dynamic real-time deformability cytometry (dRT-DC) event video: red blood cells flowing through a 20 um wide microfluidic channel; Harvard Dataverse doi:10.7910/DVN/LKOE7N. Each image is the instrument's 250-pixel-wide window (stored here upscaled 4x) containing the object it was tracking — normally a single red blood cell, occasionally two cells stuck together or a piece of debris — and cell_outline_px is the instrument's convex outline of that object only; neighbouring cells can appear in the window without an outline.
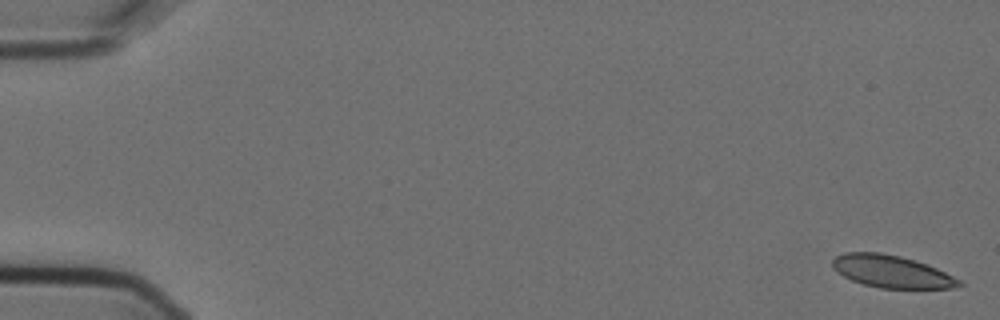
{"species": "Egyptian fruit bat (a non-hibernating species)", "species_latin": "Rousettus aegyptiacus", "temperature_condition": "cold", "stored_images_in_passage": 5, "camera_frame_rate_fps": 3000, "um_per_image_px": 0.085, "animal": {"sex": "female"}, "frame": {"image": 1, "passage_image": 5, "time_ms": 1.333, "image_size_px": [1000, 320], "cell_outline_px": [[964, 284], [952, 288], [880, 288], [864, 284], [852, 280], [836, 272], [832, 268], [832, 260], [836, 256], [844, 252], [880, 252], [900, 256], [916, 260], [928, 264], [960, 280]], "centroid_in_image_um": [75.76, 23.07], "position_along_channel_um": 9.2, "area_um2": 23.87}}